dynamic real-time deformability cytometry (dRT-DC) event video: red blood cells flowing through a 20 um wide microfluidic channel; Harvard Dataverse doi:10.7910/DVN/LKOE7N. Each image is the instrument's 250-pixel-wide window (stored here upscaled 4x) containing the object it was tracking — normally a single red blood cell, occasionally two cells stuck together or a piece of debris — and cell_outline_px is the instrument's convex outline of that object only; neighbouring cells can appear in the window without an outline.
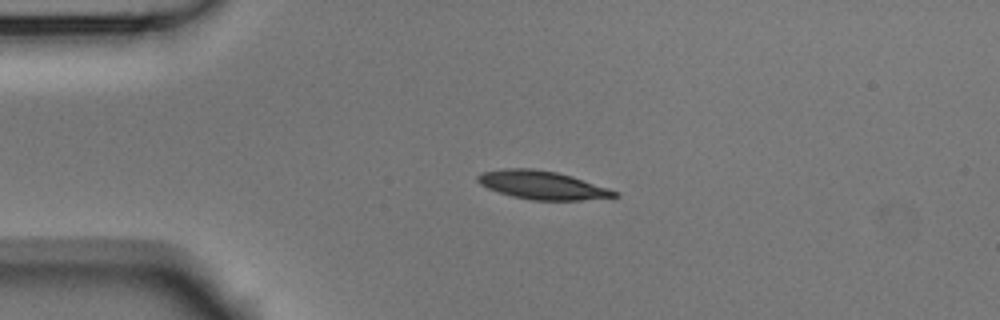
{"species": "Egyptian fruit bat (a non-hibernating species)", "species_latin": "Rousettus aegyptiacus", "temperature_condition": "room temperature", "stored_images_in_passage": 5, "camera_frame_rate_fps": 3000, "um_per_image_px": 0.085, "animal": {"sex": "male"}, "frame": {"image": 1, "passage_image": 4, "time_ms": 1.0, "image_size_px": [1000, 320], "cell_outline_px": [[620, 196], [580, 200], [532, 200], [512, 196], [488, 188], [480, 184], [476, 180], [476, 176], [480, 172], [504, 168], [532, 168], [556, 172], [572, 176], [620, 192]], "centroid_in_image_um": [46.07, 15.72], "position_along_channel_um": 38.9, "area_um2": 22.6}}